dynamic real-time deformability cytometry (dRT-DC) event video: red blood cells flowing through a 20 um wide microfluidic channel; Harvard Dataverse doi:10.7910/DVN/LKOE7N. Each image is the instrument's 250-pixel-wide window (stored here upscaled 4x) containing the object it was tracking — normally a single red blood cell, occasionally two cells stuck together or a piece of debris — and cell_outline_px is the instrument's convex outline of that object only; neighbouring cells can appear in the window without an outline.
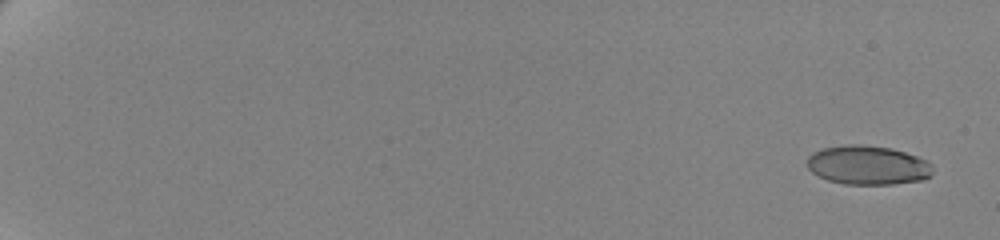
{"species": "human", "species_latin": "Homo sapiens", "temperature_condition": "cold", "stored_images_in_passage": 60, "camera_frame_rate_fps": 3000, "um_per_image_px": 0.085, "donor": {"sex": "female"}, "frame": {"image": 1, "passage_image": 1, "time_ms": 0.0, "image_size_px": [1000, 240], "cell_outline_px": [[932, 176], [924, 180], [892, 184], [844, 184], [828, 180], [812, 172], [808, 168], [808, 156], [812, 152], [824, 148], [848, 144], [860, 144], [892, 148], [916, 156], [932, 164]], "centroid_in_image_um": [73.78, 14.04], "position_along_channel_um": 11.2, "area_um2": 28.61}}
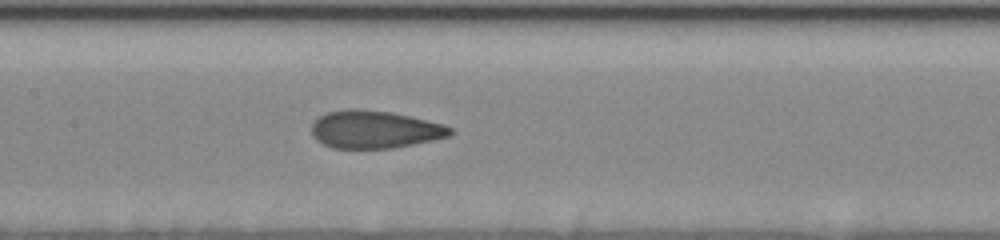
{"frame": {"image": 2, "passage_image": 33, "time_ms": 10.667, "image_size_px": [1000, 240], "cell_outline_px": [[452, 132], [448, 136], [432, 140], [392, 148], [332, 148], [316, 140], [312, 136], [312, 124], [320, 116], [328, 112], [348, 108], [356, 108], [388, 112], [408, 116], [444, 124], [452, 128]], "centroid_in_image_um": [31.81, 11.0], "position_along_channel_um": 175.6, "area_um2": 30.17}}
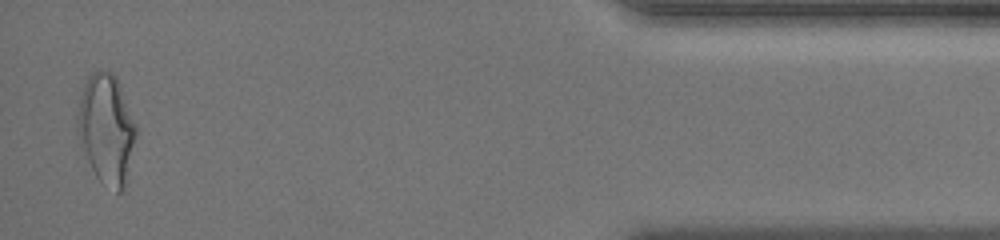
{"frame": {"image": 3, "passage_image": 59, "time_ms": 19.333, "image_size_px": [1000, 240], "cell_outline_px": [[136, 132], [128, 180], [124, 188], [120, 192], [116, 192], [100, 180], [96, 176], [88, 160], [76, 120], [80, 96], [84, 84], [88, 76], [92, 72], [112, 72], [116, 76], [120, 84], [136, 124]], "centroid_in_image_um": [9.08, 10.95], "position_along_channel_um": 426.1, "area_um2": 36.82}, "authors_computed_cell_mechanics": {"area_um2": 30.4317, "velocity_mm_per_s": 3.5034, "shape_relaxation_time_tau1_ms": 5.437, "shape_relaxation_time_tau2_ms": 0.9451, "deformation_change_tau1": 0.1808, "deformation_change_tau2": 0.0781}}